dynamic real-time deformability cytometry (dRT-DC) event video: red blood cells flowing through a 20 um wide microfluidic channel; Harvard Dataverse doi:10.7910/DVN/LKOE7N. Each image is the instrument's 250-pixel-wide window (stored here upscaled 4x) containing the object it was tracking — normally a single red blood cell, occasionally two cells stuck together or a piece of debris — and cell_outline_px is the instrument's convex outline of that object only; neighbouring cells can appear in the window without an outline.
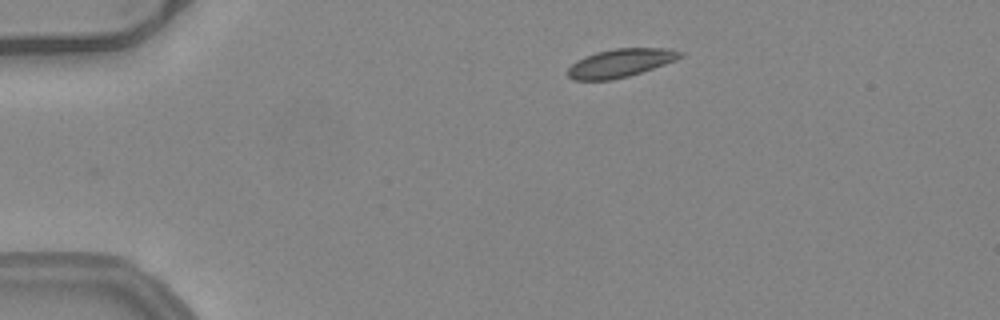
{"species": "common noctule bat (a hibernating species)", "species_latin": "Nyctalus noctula", "temperature_condition": "warm", "stored_images_in_passage": 14, "camera_frame_rate_fps": 3000, "um_per_image_px": 0.085, "animal": {"sex": "female", "body_mass_g": 24.6, "forearm_length_mm": 56.2}, "frame": {"image": 1, "passage_image": 1, "time_ms": 0.0, "image_size_px": [1000, 320], "cell_outline_px": [[684, 56], [676, 60], [628, 76], [612, 80], [572, 80], [568, 76], [568, 68], [576, 60], [584, 56], [596, 52], [616, 48], [668, 48], [684, 52]], "centroid_in_image_um": [52.73, 5.35], "position_along_channel_um": 32.3, "area_um2": 18.55}}